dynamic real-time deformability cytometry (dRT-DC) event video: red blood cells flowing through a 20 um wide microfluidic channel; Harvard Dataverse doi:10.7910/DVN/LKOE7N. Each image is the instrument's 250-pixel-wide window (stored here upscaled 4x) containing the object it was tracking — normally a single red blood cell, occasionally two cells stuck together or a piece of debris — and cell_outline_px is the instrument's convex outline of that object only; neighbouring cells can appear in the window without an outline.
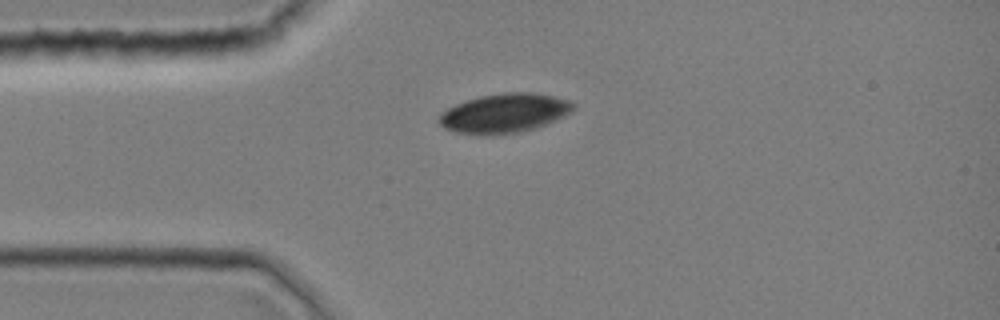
{"species": "common noctule bat (a hibernating species)", "species_latin": "Nyctalus noctula", "temperature_condition": "room temperature", "stored_images_in_passage": 39, "camera_frame_rate_fps": 3000, "um_per_image_px": 0.085, "animal": {"sex": "female", "body_mass_g": 19.0, "forearm_length_mm": 51.5}, "frame": {"image": 1, "passage_image": 1, "time_ms": 0.0, "image_size_px": [1000, 320], "cell_outline_px": [[576, 108], [572, 112], [556, 120], [536, 128], [520, 132], [456, 132], [444, 128], [440, 124], [440, 116], [448, 108], [456, 104], [480, 96], [508, 92], [532, 92], [552, 96], [568, 100], [576, 104]], "centroid_in_image_um": [42.97, 9.58], "position_along_channel_um": 42.0, "area_um2": 29.77}}
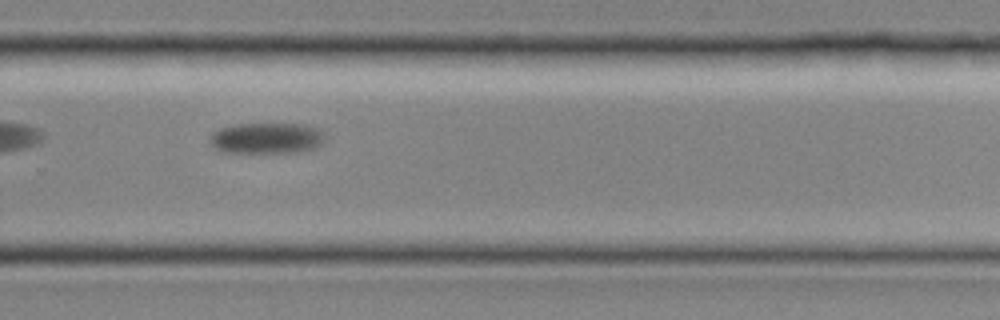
{"frame": {"image": 2, "passage_image": 23, "time_ms": 7.333, "image_size_px": [1000, 320], "cell_outline_px": [[324, 140], [316, 148], [296, 152], [224, 152], [212, 148], [208, 140], [212, 132], [220, 128], [236, 124], [304, 124], [320, 128], [324, 132]], "centroid_in_image_um": [22.65, 11.74], "position_along_channel_um": 307.2, "area_um2": 20.98}}
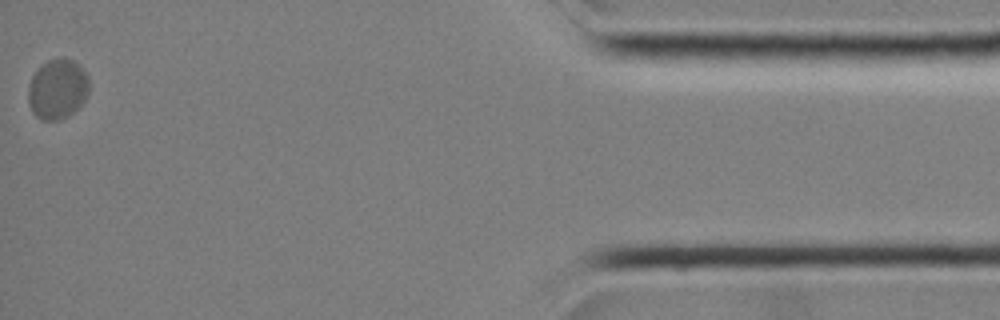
{"frame": {"image": 3, "passage_image": 39, "time_ms": 12.667, "image_size_px": [1000, 320], "cell_outline_px": [[88, 92], [84, 100], [68, 116], [60, 120], [40, 120], [32, 112], [28, 104], [28, 88], [32, 76], [48, 60], [72, 60], [80, 64], [88, 72]], "centroid_in_image_um": [4.89, 7.6], "position_along_channel_um": 430.3, "area_um2": 21.1}}